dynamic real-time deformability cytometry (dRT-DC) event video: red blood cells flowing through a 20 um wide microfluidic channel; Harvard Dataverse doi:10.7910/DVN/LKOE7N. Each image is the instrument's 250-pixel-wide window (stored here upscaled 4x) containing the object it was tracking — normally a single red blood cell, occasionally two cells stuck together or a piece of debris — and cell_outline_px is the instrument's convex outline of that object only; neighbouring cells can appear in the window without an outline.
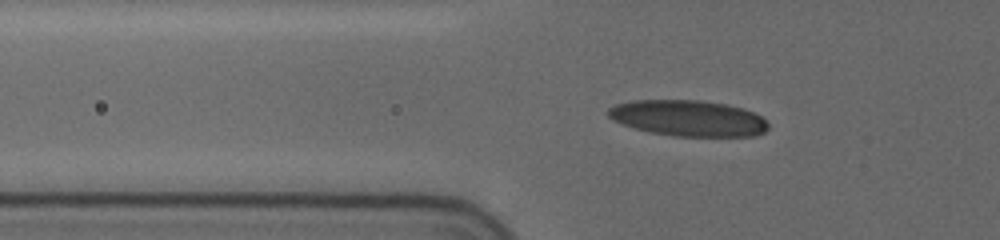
{"species": "human", "species_latin": "Homo sapiens", "temperature_condition": "cold", "stored_images_in_passage": 9, "camera_frame_rate_fps": 3000, "um_per_image_px": 0.085, "donor": {"sex": "female"}, "frame": {"image": 1, "passage_image": 7, "time_ms": 2.0, "image_size_px": [1000, 240], "cell_outline_px": [[768, 128], [764, 132], [756, 136], [676, 136], [648, 132], [612, 120], [608, 116], [608, 108], [616, 104], [632, 100], [700, 100], [728, 104], [744, 108], [760, 116], [768, 124]], "centroid_in_image_um": [58.5, 10.04], "position_along_channel_um": 67.3, "area_um2": 33.58}}